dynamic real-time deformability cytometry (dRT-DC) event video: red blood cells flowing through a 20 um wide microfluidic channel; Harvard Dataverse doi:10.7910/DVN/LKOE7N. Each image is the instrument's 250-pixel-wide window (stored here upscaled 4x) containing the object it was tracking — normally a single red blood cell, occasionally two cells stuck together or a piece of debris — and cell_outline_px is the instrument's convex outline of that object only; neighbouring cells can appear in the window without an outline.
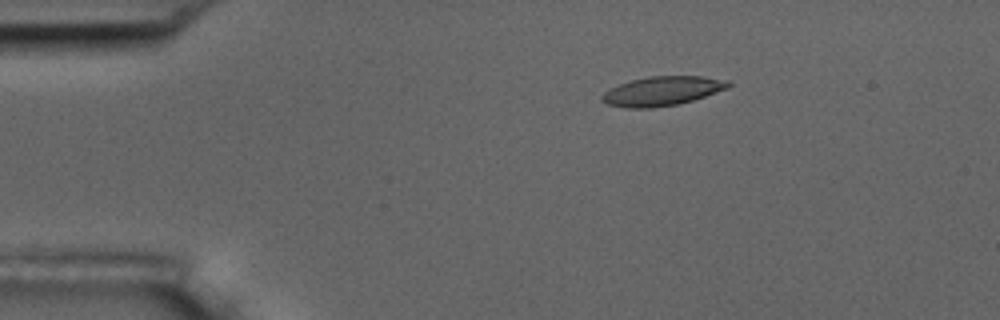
{"species": "common noctule bat (a hibernating species)", "species_latin": "Nyctalus noctula", "temperature_condition": "room temperature", "stored_images_in_passage": 56, "camera_frame_rate_fps": 3000, "um_per_image_px": 0.085, "animal": {"sex": "male", "body_mass_g": 17.5, "forearm_length_mm": 52.3}, "frame": {"image": 1, "passage_image": 10, "time_ms": 3.0, "image_size_px": [1000, 320], "cell_outline_px": [[732, 84], [728, 88], [680, 104], [652, 108], [624, 108], [608, 104], [600, 100], [600, 96], [604, 92], [620, 84], [632, 80], [652, 76], [700, 76], [728, 80]], "centroid_in_image_um": [56.28, 7.75], "position_along_channel_um": 28.7, "area_um2": 21.44}}
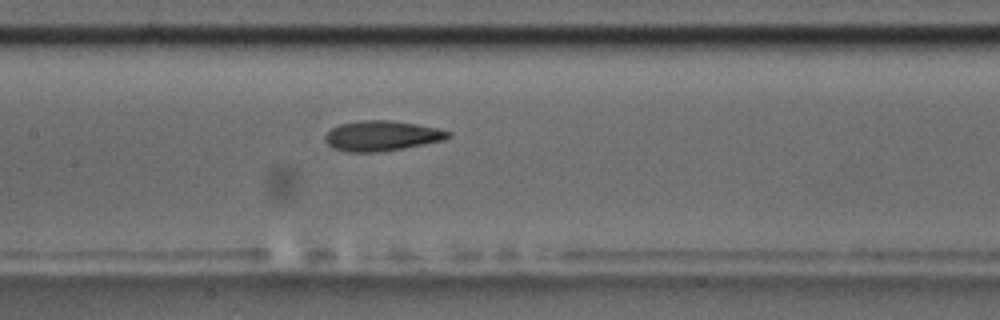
{"frame": {"image": 2, "passage_image": 27, "time_ms": 8.667, "image_size_px": [1000, 320], "cell_outline_px": [[452, 136], [444, 140], [404, 148], [376, 152], [348, 152], [332, 148], [324, 140], [324, 136], [332, 128], [340, 124], [360, 120], [388, 120], [416, 124], [436, 128], [452, 132]], "centroid_in_image_um": [32.44, 11.55], "position_along_channel_um": 175.0, "area_um2": 21.62}}
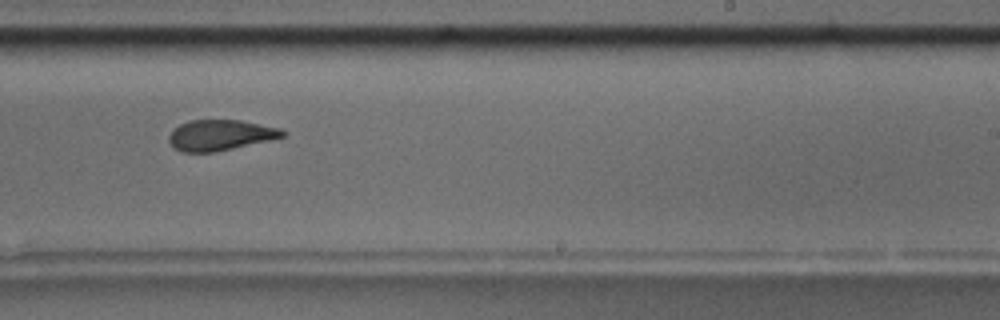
{"frame": {"image": 3, "passage_image": 35, "time_ms": 11.333, "image_size_px": [1000, 320], "cell_outline_px": [[288, 132], [284, 136], [268, 140], [232, 148], [212, 152], [180, 152], [172, 148], [168, 140], [168, 136], [180, 124], [188, 120], [240, 120], [280, 128]], "centroid_in_image_um": [18.69, 11.48], "position_along_channel_um": 270.3, "area_um2": 20.17}, "authors_computed_cell_mechanics": {"area_um2": 21.386, "velocity_mm_per_s": 3.5916, "shape_relaxation_time_tau1_ms": 8.0648, "shape_relaxation_time_tau2_ms": 2.0173, "deformation_change_tau1": 0.1835, "deformation_change_tau2": 0.0888}}